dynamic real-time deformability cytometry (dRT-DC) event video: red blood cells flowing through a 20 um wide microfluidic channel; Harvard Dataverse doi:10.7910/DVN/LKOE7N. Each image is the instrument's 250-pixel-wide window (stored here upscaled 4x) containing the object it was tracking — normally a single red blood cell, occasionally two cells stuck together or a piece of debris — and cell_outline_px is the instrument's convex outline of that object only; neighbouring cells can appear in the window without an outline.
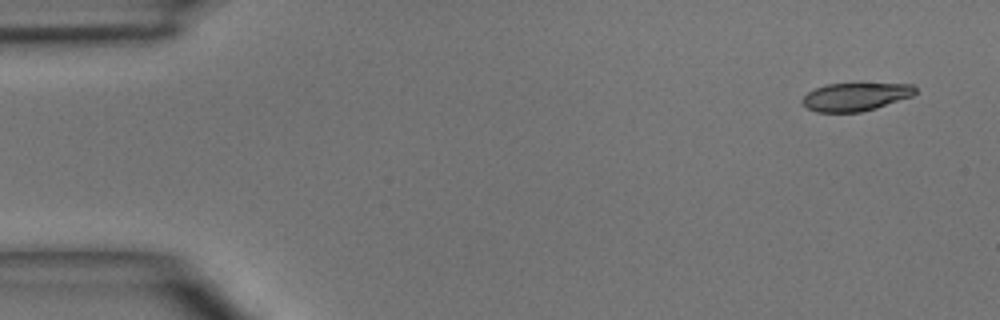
{"species": "common noctule bat (a hibernating species)", "species_latin": "Nyctalus noctula", "temperature_condition": "room temperature", "stored_images_in_passage": 4, "camera_frame_rate_fps": 3000, "um_per_image_px": 0.085, "animal": {"sex": "male", "body_mass_g": 15.6}, "frame": {"image": 1, "passage_image": 1, "time_ms": 0.0, "image_size_px": [1000, 320], "cell_outline_px": [[916, 92], [912, 96], [876, 108], [860, 112], [816, 112], [808, 108], [800, 100], [808, 92], [816, 88], [828, 84], [912, 84], [916, 88]], "centroid_in_image_um": [72.71, 8.23], "position_along_channel_um": 12.3, "area_um2": 18.26}}
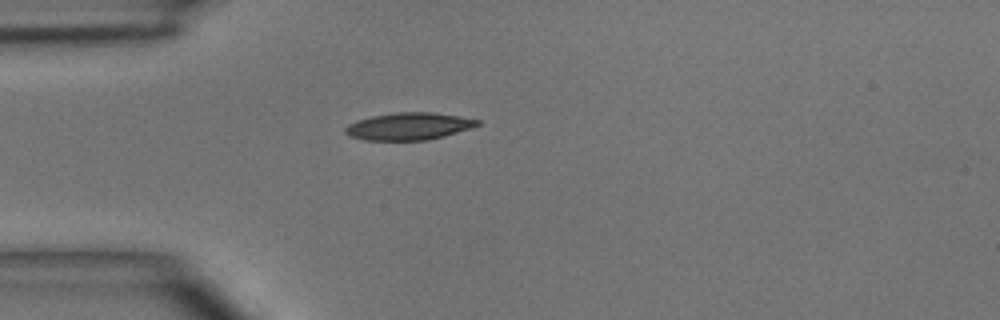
{"frame": {"image": 2, "passage_image": 4, "time_ms": 3.333, "image_size_px": [1000, 320], "cell_outline_px": [[480, 124], [472, 128], [444, 136], [428, 140], [364, 140], [352, 136], [344, 132], [344, 128], [348, 124], [356, 120], [372, 116], [396, 112], [432, 112], [480, 120]], "centroid_in_image_um": [34.74, 10.73], "position_along_channel_um": 50.3, "area_um2": 20.92}}